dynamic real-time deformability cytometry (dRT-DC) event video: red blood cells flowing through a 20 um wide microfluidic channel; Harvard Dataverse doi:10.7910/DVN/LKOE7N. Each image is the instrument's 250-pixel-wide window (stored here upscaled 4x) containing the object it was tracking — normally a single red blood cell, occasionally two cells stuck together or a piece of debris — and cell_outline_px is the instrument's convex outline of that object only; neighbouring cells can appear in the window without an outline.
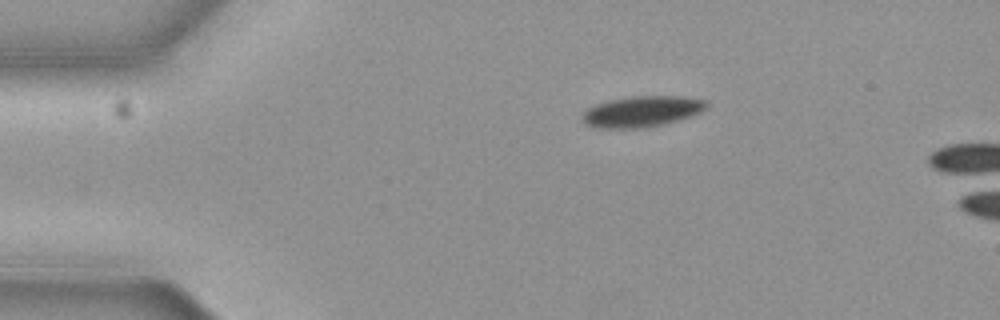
{"species": "common noctule bat (a hibernating species)", "species_latin": "Nyctalus noctula", "temperature_condition": "cold", "stored_images_in_passage": 12, "camera_frame_rate_fps": 3000, "um_per_image_px": 0.085, "animal": {"sex": "female", "body_mass_g": 19.3, "forearm_length_mm": 54.1}, "frame": {"image": 1, "passage_image": 1, "time_ms": 0.0, "image_size_px": [1000, 320], "cell_outline_px": [[708, 108], [692, 116], [680, 120], [664, 124], [644, 128], [596, 128], [584, 124], [580, 116], [588, 108], [596, 104], [608, 100], [632, 96], [684, 96], [708, 100]], "centroid_in_image_um": [54.58, 9.48], "position_along_channel_um": 30.4, "area_um2": 22.77}}
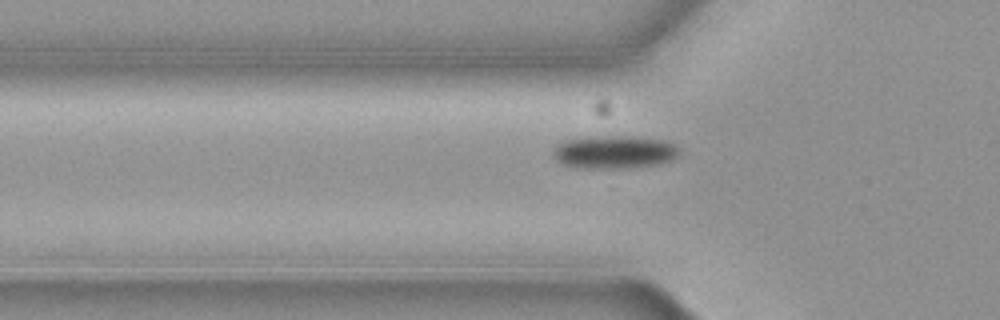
{"frame": {"image": 2, "passage_image": 9, "time_ms": 2.667, "image_size_px": [1000, 320], "cell_outline_px": [[680, 152], [672, 160], [656, 164], [624, 168], [576, 168], [564, 164], [556, 160], [552, 156], [552, 148], [556, 144], [564, 140], [596, 136], [632, 136], [668, 140], [676, 144], [680, 148]], "centroid_in_image_um": [52.2, 12.91], "position_along_channel_um": 73.6, "area_um2": 24.68}}